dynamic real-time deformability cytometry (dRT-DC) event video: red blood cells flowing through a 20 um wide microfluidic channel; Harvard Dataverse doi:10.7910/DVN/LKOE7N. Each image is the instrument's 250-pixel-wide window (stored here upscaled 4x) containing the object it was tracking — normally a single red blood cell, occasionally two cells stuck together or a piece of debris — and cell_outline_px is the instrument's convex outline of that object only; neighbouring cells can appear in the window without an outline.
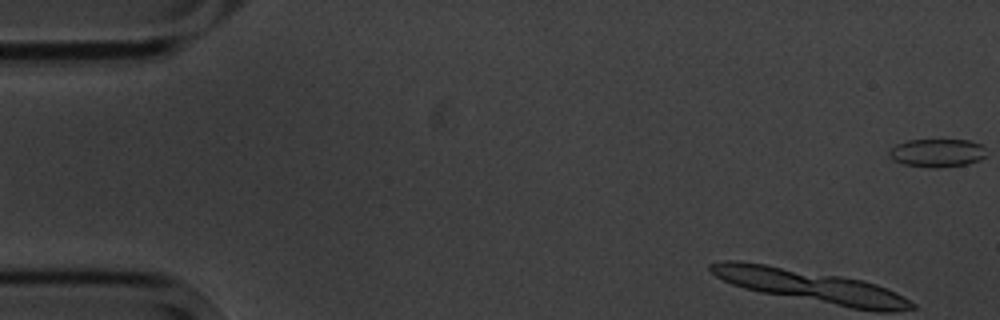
{"species": "common noctule bat (a hibernating species)", "species_latin": "Nyctalus noctula", "temperature_condition": "cold", "stored_images_in_passage": 16, "camera_frame_rate_fps": 3000, "um_per_image_px": 0.085, "animal": {"sex": "male", "body_mass_g": 20.1, "forearm_length_mm": 53.5}, "frame": {"image": 1, "passage_image": 1, "time_ms": 0.0, "image_size_px": [1000, 320], "cell_outline_px": [[984, 156], [980, 160], [968, 164], [936, 168], [932, 168], [904, 164], [892, 160], [888, 156], [888, 152], [896, 144], [908, 140], [968, 140], [980, 144], [984, 148]], "centroid_in_image_um": [79.62, 13.0], "position_along_channel_um": 5.4, "area_um2": 15.95}}
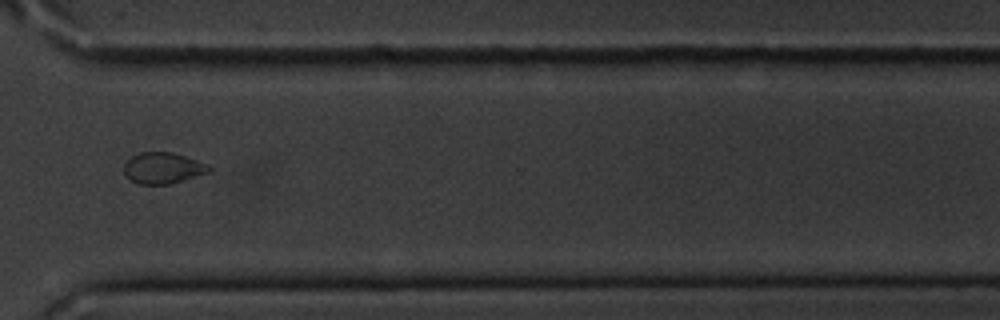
{"frame": {"image": 2, "passage_image": 12, "time_ms": 14.0, "image_size_px": [1000, 320], "cell_outline_px": [[212, 172], [184, 180], [168, 184], [136, 184], [124, 172], [124, 164], [132, 156], [140, 152], [172, 152], [208, 164], [212, 168]], "centroid_in_image_um": [13.88, 14.29], "position_along_channel_um": 356.7, "area_um2": 15.43}}
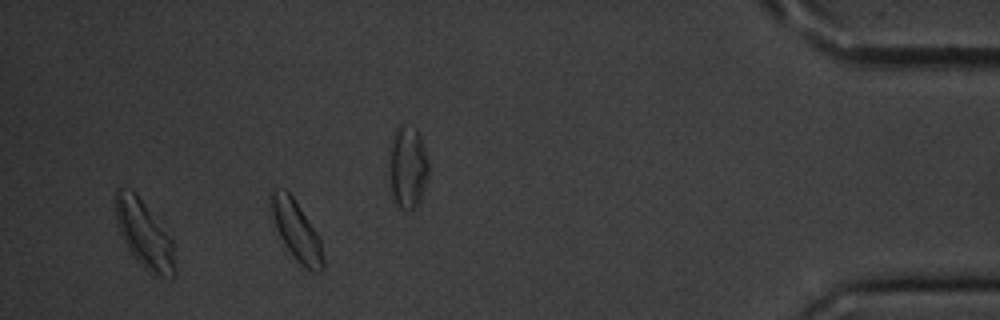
{"frame": {"image": 3, "passage_image": 14, "time_ms": 16.333, "image_size_px": [1000, 320], "cell_outline_px": [[324, 268], [320, 272], [312, 272], [304, 268], [292, 256], [284, 244], [276, 228], [268, 204], [268, 196], [276, 188], [284, 188], [292, 196], [320, 236], [324, 260]], "centroid_in_image_um": [25.19, 19.61], "position_along_channel_um": 410.0, "area_um2": 18.5}, "authors_computed_cell_mechanics": {"area_um2": 17.0221, "velocity_mm_per_s": 3.5182, "shape_relaxation_time_tau1_ms": 7.8784, "shape_relaxation_time_tau2_ms": null, "deformation_change_tau1": 0.193, "deformation_change_tau2": null}}